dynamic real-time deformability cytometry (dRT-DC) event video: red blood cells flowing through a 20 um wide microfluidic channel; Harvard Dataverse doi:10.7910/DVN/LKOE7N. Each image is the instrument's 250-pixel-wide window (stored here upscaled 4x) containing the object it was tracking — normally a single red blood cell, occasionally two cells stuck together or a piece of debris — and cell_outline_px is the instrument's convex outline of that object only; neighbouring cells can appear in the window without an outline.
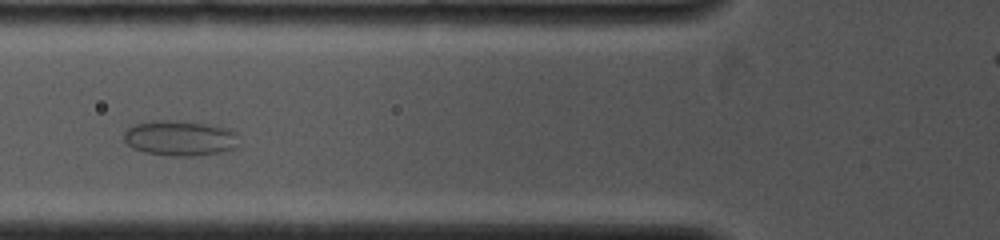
{"species": "common noctule bat (a hibernating species)", "species_latin": "Nyctalus noctula", "temperature_condition": "cold", "stored_images_in_passage": 25, "camera_frame_rate_fps": 4000, "um_per_image_px": 0.085, "animal": {"sex": "female", "body_mass_g": 19.0, "forearm_length_mm": 53.3}, "frame": {"image": 1, "passage_image": 4, "time_ms": 2.5, "image_size_px": [1000, 240], "cell_outline_px": [[240, 144], [236, 148], [220, 152], [192, 156], [168, 156], [144, 152], [132, 148], [124, 140], [124, 132], [128, 128], [136, 124], [152, 120], [184, 120], [228, 128], [236, 132]], "centroid_in_image_um": [15.31, 11.74], "position_along_channel_um": 110.5, "area_um2": 23.99}}
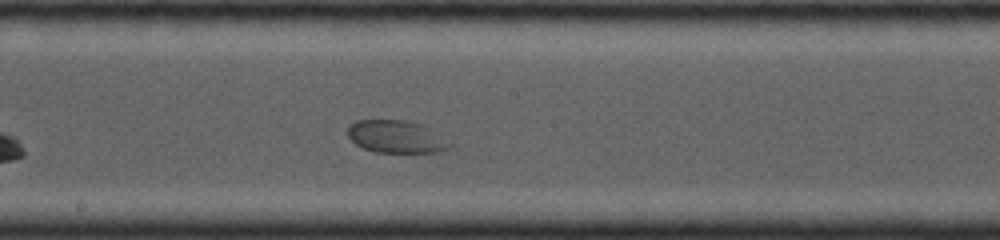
{"frame": {"image": 2, "passage_image": 7, "time_ms": 5.0, "image_size_px": [1000, 240], "cell_outline_px": [[456, 144], [452, 148], [436, 152], [376, 152], [364, 148], [356, 144], [348, 136], [348, 124], [356, 120], [404, 120], [420, 124], [440, 132]], "centroid_in_image_um": [33.77, 11.62], "position_along_channel_um": 214.4, "area_um2": 19.77}}
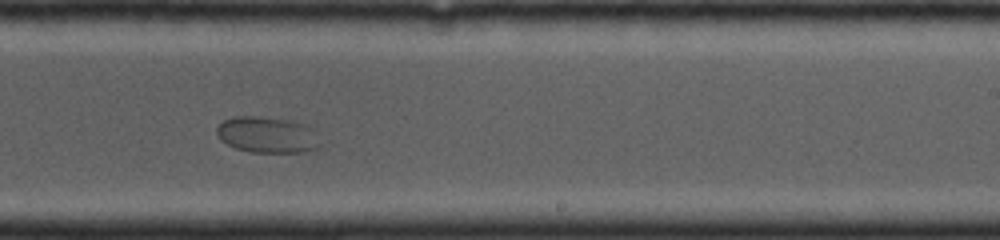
{"frame": {"image": 3, "passage_image": 10, "time_ms": 6.25, "image_size_px": [1000, 240], "cell_outline_px": [[324, 144], [320, 148], [304, 152], [252, 152], [236, 148], [220, 140], [216, 132], [216, 128], [224, 120], [236, 116], [260, 116], [292, 120], [308, 124], [312, 128]], "centroid_in_image_um": [22.79, 11.45], "position_along_channel_um": 266.2, "area_um2": 22.25}}